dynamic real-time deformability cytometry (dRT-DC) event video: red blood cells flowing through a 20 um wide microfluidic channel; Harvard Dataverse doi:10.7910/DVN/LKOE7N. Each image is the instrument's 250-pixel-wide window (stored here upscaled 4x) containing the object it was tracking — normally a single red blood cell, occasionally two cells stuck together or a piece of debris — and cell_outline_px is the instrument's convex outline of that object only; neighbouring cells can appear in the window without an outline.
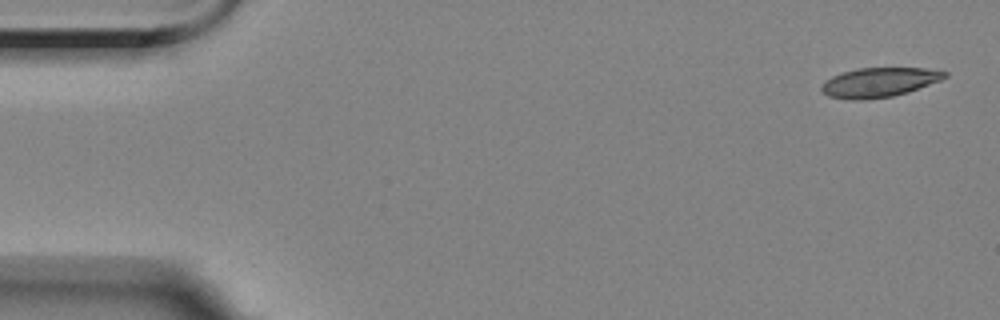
{"species": "Egyptian fruit bat (a non-hibernating species)", "species_latin": "Rousettus aegyptiacus", "temperature_condition": "room temperature", "stored_images_in_passage": 4, "camera_frame_rate_fps": 3000, "um_per_image_px": 0.085, "animal": {"sex": "female"}, "frame": {"image": 1, "passage_image": 1, "time_ms": 0.0, "image_size_px": [1000, 320], "cell_outline_px": [[948, 76], [940, 80], [908, 92], [892, 96], [864, 100], [852, 100], [828, 96], [820, 88], [824, 80], [840, 72], [860, 68], [924, 68], [948, 72]], "centroid_in_image_um": [74.7, 7.0], "position_along_channel_um": 10.3, "area_um2": 21.15}}